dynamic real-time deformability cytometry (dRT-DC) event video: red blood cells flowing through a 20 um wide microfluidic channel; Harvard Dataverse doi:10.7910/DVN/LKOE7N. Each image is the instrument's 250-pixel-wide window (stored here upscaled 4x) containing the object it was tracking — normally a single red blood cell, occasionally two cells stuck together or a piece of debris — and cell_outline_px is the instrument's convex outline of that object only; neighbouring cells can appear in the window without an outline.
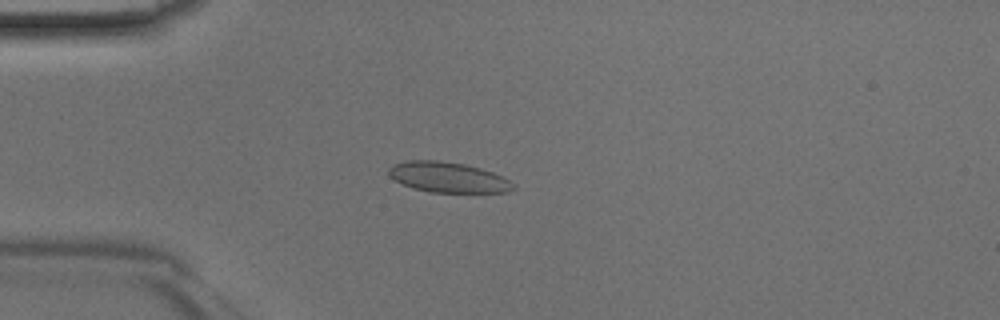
{"species": "Egyptian fruit bat (a non-hibernating species)", "species_latin": "Rousettus aegyptiacus", "temperature_condition": "room temperature", "stored_images_in_passage": 45, "camera_frame_rate_fps": 3000, "um_per_image_px": 0.085, "animal": {"sex": "male"}, "frame": {"image": 1, "passage_image": 11, "time_ms": 3.333, "image_size_px": [1000, 320], "cell_outline_px": [[516, 188], [508, 192], [428, 192], [412, 188], [388, 176], [388, 168], [392, 164], [408, 160], [436, 160], [464, 164], [480, 168], [492, 172], [516, 184]], "centroid_in_image_um": [38.06, 15.07], "position_along_channel_um": 46.9, "area_um2": 22.02}}
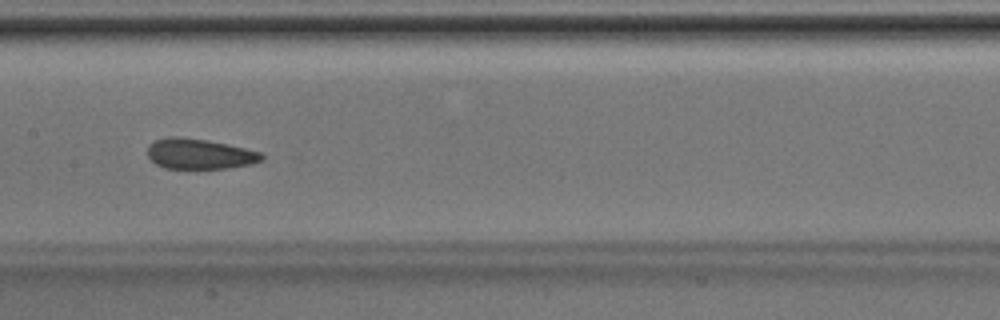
{"frame": {"image": 2, "passage_image": 22, "time_ms": 7.0, "image_size_px": [1000, 320], "cell_outline_px": [[264, 160], [252, 164], [228, 168], [164, 168], [156, 164], [148, 156], [148, 144], [152, 140], [168, 136], [176, 136], [208, 140], [228, 144], [260, 152], [264, 156]], "centroid_in_image_um": [16.94, 13.07], "position_along_channel_um": 190.5, "area_um2": 20.35}}
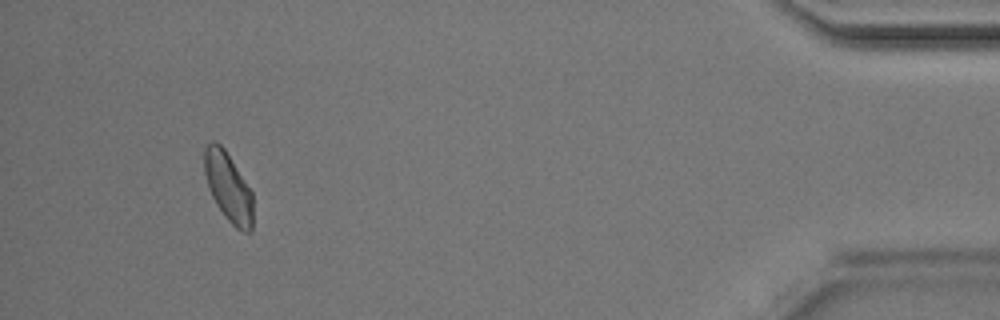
{"frame": {"image": 3, "passage_image": 42, "time_ms": 13.667, "image_size_px": [1000, 320], "cell_outline_px": [[252, 232], [244, 232], [236, 228], [224, 216], [216, 204], [212, 196], [204, 172], [204, 148], [212, 140], [216, 140], [224, 148], [252, 192]], "centroid_in_image_um": [19.39, 15.9], "position_along_channel_um": 415.8, "area_um2": 19.42}}